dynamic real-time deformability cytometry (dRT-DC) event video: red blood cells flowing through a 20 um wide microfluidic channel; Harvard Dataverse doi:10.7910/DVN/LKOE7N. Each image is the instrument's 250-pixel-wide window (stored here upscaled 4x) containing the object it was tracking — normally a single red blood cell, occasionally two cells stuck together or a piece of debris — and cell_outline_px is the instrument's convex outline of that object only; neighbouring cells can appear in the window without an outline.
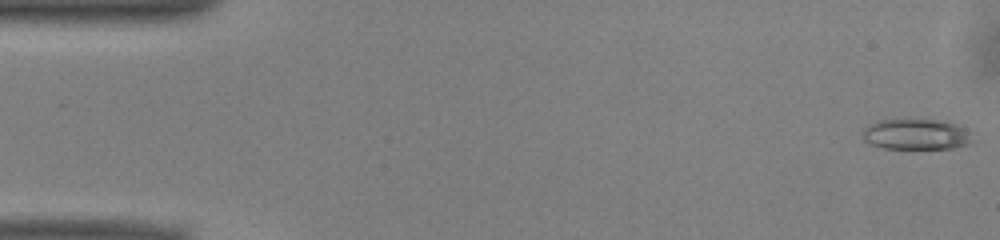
{"species": "common noctule bat (a hibernating species)", "species_latin": "Nyctalus noctula", "temperature_condition": "warm", "stored_images_in_passage": 13, "camera_frame_rate_fps": 3000, "um_per_image_px": 0.085, "animal": {"sex": "male", "body_mass_g": 13.0, "forearm_length_mm": 53.1}, "frame": {"image": 1, "passage_image": 1, "time_ms": 0.0, "image_size_px": [1000, 240], "cell_outline_px": [[968, 140], [964, 144], [952, 148], [912, 152], [884, 148], [872, 144], [864, 140], [864, 128], [868, 124], [880, 120], [944, 120], [956, 124], [964, 128]], "centroid_in_image_um": [77.78, 11.47], "position_along_channel_um": 7.2, "area_um2": 19.88}}